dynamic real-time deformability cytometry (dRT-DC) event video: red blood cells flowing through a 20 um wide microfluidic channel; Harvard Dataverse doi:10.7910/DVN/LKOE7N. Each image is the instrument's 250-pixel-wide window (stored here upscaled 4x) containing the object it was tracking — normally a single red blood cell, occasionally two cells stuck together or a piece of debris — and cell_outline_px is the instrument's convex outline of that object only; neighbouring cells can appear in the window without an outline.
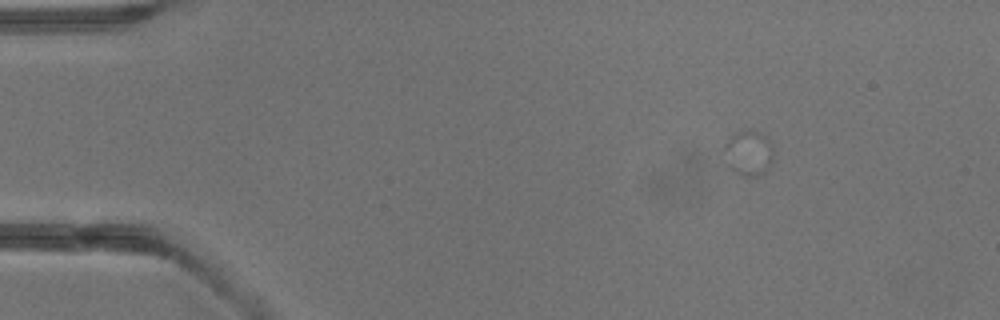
{"species": "common noctule bat (a hibernating species)", "species_latin": "Nyctalus noctula", "temperature_condition": "warm", "stored_images_in_passage": 1, "camera_frame_rate_fps": 3000, "um_per_image_px": 0.085, "animal": {"sex": "male", "body_mass_g": 13.3}, "frame": {"image": 1, "passage_image": 1, "time_ms": 0.0, "image_size_px": [1000, 320], "cell_outline_px": [[772, 164], [764, 172], [756, 176], [744, 176], [736, 172], [728, 164], [724, 148], [724, 144], [736, 132], [760, 132], [768, 136], [772, 148]], "centroid_in_image_um": [63.66, 13.01], "position_along_channel_um": 21.3, "area_um2": 12.6}}